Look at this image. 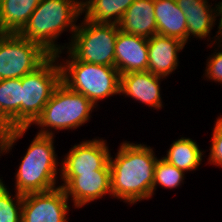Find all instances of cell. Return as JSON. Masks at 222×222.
<instances>
[{
	"label": "cell",
	"instance_id": "cell-1",
	"mask_svg": "<svg viewBox=\"0 0 222 222\" xmlns=\"http://www.w3.org/2000/svg\"><path fill=\"white\" fill-rule=\"evenodd\" d=\"M109 157L112 198L128 205L152 199L154 169L159 157L154 147L123 141Z\"/></svg>",
	"mask_w": 222,
	"mask_h": 222
},
{
	"label": "cell",
	"instance_id": "cell-2",
	"mask_svg": "<svg viewBox=\"0 0 222 222\" xmlns=\"http://www.w3.org/2000/svg\"><path fill=\"white\" fill-rule=\"evenodd\" d=\"M82 19L80 0H41L19 34L39 44L51 56H56L68 47ZM71 35L67 43H59L62 33Z\"/></svg>",
	"mask_w": 222,
	"mask_h": 222
},
{
	"label": "cell",
	"instance_id": "cell-3",
	"mask_svg": "<svg viewBox=\"0 0 222 222\" xmlns=\"http://www.w3.org/2000/svg\"><path fill=\"white\" fill-rule=\"evenodd\" d=\"M55 138L35 134L14 174L13 189L17 193L46 192L60 186L61 168L58 167H61V162L56 154Z\"/></svg>",
	"mask_w": 222,
	"mask_h": 222
},
{
	"label": "cell",
	"instance_id": "cell-4",
	"mask_svg": "<svg viewBox=\"0 0 222 222\" xmlns=\"http://www.w3.org/2000/svg\"><path fill=\"white\" fill-rule=\"evenodd\" d=\"M56 57L62 70V82L86 96L96 107L100 101L120 94L121 74L115 66L77 61L67 50Z\"/></svg>",
	"mask_w": 222,
	"mask_h": 222
},
{
	"label": "cell",
	"instance_id": "cell-5",
	"mask_svg": "<svg viewBox=\"0 0 222 222\" xmlns=\"http://www.w3.org/2000/svg\"><path fill=\"white\" fill-rule=\"evenodd\" d=\"M94 109L99 108L61 81L32 125L39 129L37 134L55 136L57 131H72L89 122Z\"/></svg>",
	"mask_w": 222,
	"mask_h": 222
},
{
	"label": "cell",
	"instance_id": "cell-6",
	"mask_svg": "<svg viewBox=\"0 0 222 222\" xmlns=\"http://www.w3.org/2000/svg\"><path fill=\"white\" fill-rule=\"evenodd\" d=\"M66 50L77 60L93 64L115 66V41L118 24L79 20Z\"/></svg>",
	"mask_w": 222,
	"mask_h": 222
},
{
	"label": "cell",
	"instance_id": "cell-7",
	"mask_svg": "<svg viewBox=\"0 0 222 222\" xmlns=\"http://www.w3.org/2000/svg\"><path fill=\"white\" fill-rule=\"evenodd\" d=\"M61 81L62 70L56 56H50L35 71L21 78V127L32 126Z\"/></svg>",
	"mask_w": 222,
	"mask_h": 222
},
{
	"label": "cell",
	"instance_id": "cell-8",
	"mask_svg": "<svg viewBox=\"0 0 222 222\" xmlns=\"http://www.w3.org/2000/svg\"><path fill=\"white\" fill-rule=\"evenodd\" d=\"M51 55L19 33H0V80L22 78Z\"/></svg>",
	"mask_w": 222,
	"mask_h": 222
},
{
	"label": "cell",
	"instance_id": "cell-9",
	"mask_svg": "<svg viewBox=\"0 0 222 222\" xmlns=\"http://www.w3.org/2000/svg\"><path fill=\"white\" fill-rule=\"evenodd\" d=\"M107 140L100 137L80 141L69 148L61 161V175H80L95 170H110L111 150Z\"/></svg>",
	"mask_w": 222,
	"mask_h": 222
},
{
	"label": "cell",
	"instance_id": "cell-10",
	"mask_svg": "<svg viewBox=\"0 0 222 222\" xmlns=\"http://www.w3.org/2000/svg\"><path fill=\"white\" fill-rule=\"evenodd\" d=\"M60 180L59 185L65 191L69 201L71 200L74 209H81L95 200L102 199L106 194L112 197L110 170H95L80 175H61Z\"/></svg>",
	"mask_w": 222,
	"mask_h": 222
},
{
	"label": "cell",
	"instance_id": "cell-11",
	"mask_svg": "<svg viewBox=\"0 0 222 222\" xmlns=\"http://www.w3.org/2000/svg\"><path fill=\"white\" fill-rule=\"evenodd\" d=\"M65 191L57 187L23 196L22 222H69L70 205Z\"/></svg>",
	"mask_w": 222,
	"mask_h": 222
},
{
	"label": "cell",
	"instance_id": "cell-12",
	"mask_svg": "<svg viewBox=\"0 0 222 222\" xmlns=\"http://www.w3.org/2000/svg\"><path fill=\"white\" fill-rule=\"evenodd\" d=\"M167 78L157 76L149 71L130 72L120 77V95L129 97L134 102L142 103L153 110L164 107L161 82Z\"/></svg>",
	"mask_w": 222,
	"mask_h": 222
},
{
	"label": "cell",
	"instance_id": "cell-13",
	"mask_svg": "<svg viewBox=\"0 0 222 222\" xmlns=\"http://www.w3.org/2000/svg\"><path fill=\"white\" fill-rule=\"evenodd\" d=\"M185 43L173 37L155 34L148 38L147 71L154 75L168 78L180 64L179 53L185 49Z\"/></svg>",
	"mask_w": 222,
	"mask_h": 222
},
{
	"label": "cell",
	"instance_id": "cell-14",
	"mask_svg": "<svg viewBox=\"0 0 222 222\" xmlns=\"http://www.w3.org/2000/svg\"><path fill=\"white\" fill-rule=\"evenodd\" d=\"M179 8L185 14L187 26V43L191 37L196 40L210 41L209 44L217 42L212 30L216 27L215 5L209 0H175ZM215 1V0H212ZM214 7H213V6ZM213 35V37H211ZM212 39V40H211Z\"/></svg>",
	"mask_w": 222,
	"mask_h": 222
},
{
	"label": "cell",
	"instance_id": "cell-15",
	"mask_svg": "<svg viewBox=\"0 0 222 222\" xmlns=\"http://www.w3.org/2000/svg\"><path fill=\"white\" fill-rule=\"evenodd\" d=\"M148 38L118 31L115 41V67L120 74L147 71Z\"/></svg>",
	"mask_w": 222,
	"mask_h": 222
},
{
	"label": "cell",
	"instance_id": "cell-16",
	"mask_svg": "<svg viewBox=\"0 0 222 222\" xmlns=\"http://www.w3.org/2000/svg\"><path fill=\"white\" fill-rule=\"evenodd\" d=\"M118 27L124 33L145 38L157 34L154 0H135L123 14Z\"/></svg>",
	"mask_w": 222,
	"mask_h": 222
},
{
	"label": "cell",
	"instance_id": "cell-17",
	"mask_svg": "<svg viewBox=\"0 0 222 222\" xmlns=\"http://www.w3.org/2000/svg\"><path fill=\"white\" fill-rule=\"evenodd\" d=\"M157 34L173 37L187 45L186 17L175 0H154Z\"/></svg>",
	"mask_w": 222,
	"mask_h": 222
},
{
	"label": "cell",
	"instance_id": "cell-18",
	"mask_svg": "<svg viewBox=\"0 0 222 222\" xmlns=\"http://www.w3.org/2000/svg\"><path fill=\"white\" fill-rule=\"evenodd\" d=\"M195 140L181 137L171 143L162 158L186 174L198 170L204 160L206 150H202Z\"/></svg>",
	"mask_w": 222,
	"mask_h": 222
},
{
	"label": "cell",
	"instance_id": "cell-19",
	"mask_svg": "<svg viewBox=\"0 0 222 222\" xmlns=\"http://www.w3.org/2000/svg\"><path fill=\"white\" fill-rule=\"evenodd\" d=\"M41 0H1L0 33H19Z\"/></svg>",
	"mask_w": 222,
	"mask_h": 222
},
{
	"label": "cell",
	"instance_id": "cell-20",
	"mask_svg": "<svg viewBox=\"0 0 222 222\" xmlns=\"http://www.w3.org/2000/svg\"><path fill=\"white\" fill-rule=\"evenodd\" d=\"M21 78L0 80V119L9 128L21 127Z\"/></svg>",
	"mask_w": 222,
	"mask_h": 222
},
{
	"label": "cell",
	"instance_id": "cell-21",
	"mask_svg": "<svg viewBox=\"0 0 222 222\" xmlns=\"http://www.w3.org/2000/svg\"><path fill=\"white\" fill-rule=\"evenodd\" d=\"M134 1L135 0H83L81 2L82 18L95 23L118 24L125 11Z\"/></svg>",
	"mask_w": 222,
	"mask_h": 222
},
{
	"label": "cell",
	"instance_id": "cell-22",
	"mask_svg": "<svg viewBox=\"0 0 222 222\" xmlns=\"http://www.w3.org/2000/svg\"><path fill=\"white\" fill-rule=\"evenodd\" d=\"M185 172L168 163L162 157L158 158L154 169V181L152 186V198L158 187L166 190L177 189L184 184Z\"/></svg>",
	"mask_w": 222,
	"mask_h": 222
},
{
	"label": "cell",
	"instance_id": "cell-23",
	"mask_svg": "<svg viewBox=\"0 0 222 222\" xmlns=\"http://www.w3.org/2000/svg\"><path fill=\"white\" fill-rule=\"evenodd\" d=\"M14 192L7 185L0 189V222H22L24 195Z\"/></svg>",
	"mask_w": 222,
	"mask_h": 222
},
{
	"label": "cell",
	"instance_id": "cell-24",
	"mask_svg": "<svg viewBox=\"0 0 222 222\" xmlns=\"http://www.w3.org/2000/svg\"><path fill=\"white\" fill-rule=\"evenodd\" d=\"M207 47L213 48L214 51L207 57L202 78L205 77V81H214L216 84L222 85V42L207 44Z\"/></svg>",
	"mask_w": 222,
	"mask_h": 222
},
{
	"label": "cell",
	"instance_id": "cell-25",
	"mask_svg": "<svg viewBox=\"0 0 222 222\" xmlns=\"http://www.w3.org/2000/svg\"><path fill=\"white\" fill-rule=\"evenodd\" d=\"M30 127H15L9 129L0 119V158L12 151L15 143L23 138ZM4 154V155H3Z\"/></svg>",
	"mask_w": 222,
	"mask_h": 222
},
{
	"label": "cell",
	"instance_id": "cell-26",
	"mask_svg": "<svg viewBox=\"0 0 222 222\" xmlns=\"http://www.w3.org/2000/svg\"><path fill=\"white\" fill-rule=\"evenodd\" d=\"M207 163L222 168V115H218L212 129Z\"/></svg>",
	"mask_w": 222,
	"mask_h": 222
},
{
	"label": "cell",
	"instance_id": "cell-27",
	"mask_svg": "<svg viewBox=\"0 0 222 222\" xmlns=\"http://www.w3.org/2000/svg\"><path fill=\"white\" fill-rule=\"evenodd\" d=\"M215 20L218 31L215 32V36L217 37V42H222V0L215 5Z\"/></svg>",
	"mask_w": 222,
	"mask_h": 222
},
{
	"label": "cell",
	"instance_id": "cell-28",
	"mask_svg": "<svg viewBox=\"0 0 222 222\" xmlns=\"http://www.w3.org/2000/svg\"><path fill=\"white\" fill-rule=\"evenodd\" d=\"M5 185V180L3 181V177H0V189L3 188Z\"/></svg>",
	"mask_w": 222,
	"mask_h": 222
}]
</instances>
